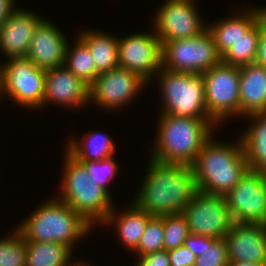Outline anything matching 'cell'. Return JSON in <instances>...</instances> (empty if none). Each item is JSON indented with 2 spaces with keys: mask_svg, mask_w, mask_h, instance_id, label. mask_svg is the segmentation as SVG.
Segmentation results:
<instances>
[{
  "mask_svg": "<svg viewBox=\"0 0 266 266\" xmlns=\"http://www.w3.org/2000/svg\"><path fill=\"white\" fill-rule=\"evenodd\" d=\"M140 192L133 201L151 216L181 213L198 191L190 165L151 159Z\"/></svg>",
  "mask_w": 266,
  "mask_h": 266,
  "instance_id": "6da1fadb",
  "label": "cell"
},
{
  "mask_svg": "<svg viewBox=\"0 0 266 266\" xmlns=\"http://www.w3.org/2000/svg\"><path fill=\"white\" fill-rule=\"evenodd\" d=\"M205 142L191 165L199 191L225 196L249 170L243 145Z\"/></svg>",
  "mask_w": 266,
  "mask_h": 266,
  "instance_id": "7a4b0ae2",
  "label": "cell"
},
{
  "mask_svg": "<svg viewBox=\"0 0 266 266\" xmlns=\"http://www.w3.org/2000/svg\"><path fill=\"white\" fill-rule=\"evenodd\" d=\"M151 159L161 163L192 165L212 136L213 119H192L161 114Z\"/></svg>",
  "mask_w": 266,
  "mask_h": 266,
  "instance_id": "3957f363",
  "label": "cell"
},
{
  "mask_svg": "<svg viewBox=\"0 0 266 266\" xmlns=\"http://www.w3.org/2000/svg\"><path fill=\"white\" fill-rule=\"evenodd\" d=\"M81 215L56 199L43 203L17 228L25 241L62 243L71 250L91 230Z\"/></svg>",
  "mask_w": 266,
  "mask_h": 266,
  "instance_id": "277c9868",
  "label": "cell"
},
{
  "mask_svg": "<svg viewBox=\"0 0 266 266\" xmlns=\"http://www.w3.org/2000/svg\"><path fill=\"white\" fill-rule=\"evenodd\" d=\"M63 183L59 200L81 215L89 224H101L114 209L111 197L90 180L87 168L67 151L65 152ZM101 222V223H100Z\"/></svg>",
  "mask_w": 266,
  "mask_h": 266,
  "instance_id": "5b68a950",
  "label": "cell"
},
{
  "mask_svg": "<svg viewBox=\"0 0 266 266\" xmlns=\"http://www.w3.org/2000/svg\"><path fill=\"white\" fill-rule=\"evenodd\" d=\"M158 74L164 102L162 114L212 119L207 111L202 73L175 72L162 67Z\"/></svg>",
  "mask_w": 266,
  "mask_h": 266,
  "instance_id": "8992f818",
  "label": "cell"
},
{
  "mask_svg": "<svg viewBox=\"0 0 266 266\" xmlns=\"http://www.w3.org/2000/svg\"><path fill=\"white\" fill-rule=\"evenodd\" d=\"M161 44L162 67L170 71L204 73L221 62L207 29L193 38L161 41Z\"/></svg>",
  "mask_w": 266,
  "mask_h": 266,
  "instance_id": "52a82bcc",
  "label": "cell"
},
{
  "mask_svg": "<svg viewBox=\"0 0 266 266\" xmlns=\"http://www.w3.org/2000/svg\"><path fill=\"white\" fill-rule=\"evenodd\" d=\"M202 75L208 115L216 123L240 116V67L220 62Z\"/></svg>",
  "mask_w": 266,
  "mask_h": 266,
  "instance_id": "ba28073f",
  "label": "cell"
},
{
  "mask_svg": "<svg viewBox=\"0 0 266 266\" xmlns=\"http://www.w3.org/2000/svg\"><path fill=\"white\" fill-rule=\"evenodd\" d=\"M181 213L189 233L209 238H224L234 223L225 196L199 190Z\"/></svg>",
  "mask_w": 266,
  "mask_h": 266,
  "instance_id": "9c48e42d",
  "label": "cell"
},
{
  "mask_svg": "<svg viewBox=\"0 0 266 266\" xmlns=\"http://www.w3.org/2000/svg\"><path fill=\"white\" fill-rule=\"evenodd\" d=\"M234 223L266 224V173L248 170L225 195Z\"/></svg>",
  "mask_w": 266,
  "mask_h": 266,
  "instance_id": "30bf717a",
  "label": "cell"
},
{
  "mask_svg": "<svg viewBox=\"0 0 266 266\" xmlns=\"http://www.w3.org/2000/svg\"><path fill=\"white\" fill-rule=\"evenodd\" d=\"M8 60L3 64L5 94L26 108L42 107L46 70L35 66L28 58Z\"/></svg>",
  "mask_w": 266,
  "mask_h": 266,
  "instance_id": "8fae6325",
  "label": "cell"
},
{
  "mask_svg": "<svg viewBox=\"0 0 266 266\" xmlns=\"http://www.w3.org/2000/svg\"><path fill=\"white\" fill-rule=\"evenodd\" d=\"M118 53L119 67L137 73L147 82L162 68V44L155 32L118 39Z\"/></svg>",
  "mask_w": 266,
  "mask_h": 266,
  "instance_id": "7c38bea8",
  "label": "cell"
},
{
  "mask_svg": "<svg viewBox=\"0 0 266 266\" xmlns=\"http://www.w3.org/2000/svg\"><path fill=\"white\" fill-rule=\"evenodd\" d=\"M194 0H166L155 14V33L160 41L193 38L207 29Z\"/></svg>",
  "mask_w": 266,
  "mask_h": 266,
  "instance_id": "4fadbf2b",
  "label": "cell"
},
{
  "mask_svg": "<svg viewBox=\"0 0 266 266\" xmlns=\"http://www.w3.org/2000/svg\"><path fill=\"white\" fill-rule=\"evenodd\" d=\"M146 84L148 82L137 73L118 67L97 76L89 88V100L112 110L132 101Z\"/></svg>",
  "mask_w": 266,
  "mask_h": 266,
  "instance_id": "5bb4252c",
  "label": "cell"
},
{
  "mask_svg": "<svg viewBox=\"0 0 266 266\" xmlns=\"http://www.w3.org/2000/svg\"><path fill=\"white\" fill-rule=\"evenodd\" d=\"M224 238L229 262L249 261L266 266V224L233 223Z\"/></svg>",
  "mask_w": 266,
  "mask_h": 266,
  "instance_id": "9a60e30c",
  "label": "cell"
},
{
  "mask_svg": "<svg viewBox=\"0 0 266 266\" xmlns=\"http://www.w3.org/2000/svg\"><path fill=\"white\" fill-rule=\"evenodd\" d=\"M68 45L61 30L43 19L35 28L26 58L43 70L61 67Z\"/></svg>",
  "mask_w": 266,
  "mask_h": 266,
  "instance_id": "2e32d148",
  "label": "cell"
},
{
  "mask_svg": "<svg viewBox=\"0 0 266 266\" xmlns=\"http://www.w3.org/2000/svg\"><path fill=\"white\" fill-rule=\"evenodd\" d=\"M89 88L65 66L48 69L45 75L43 106L53 101V104L57 102L56 104L66 107H82L90 101Z\"/></svg>",
  "mask_w": 266,
  "mask_h": 266,
  "instance_id": "e0dca14e",
  "label": "cell"
},
{
  "mask_svg": "<svg viewBox=\"0 0 266 266\" xmlns=\"http://www.w3.org/2000/svg\"><path fill=\"white\" fill-rule=\"evenodd\" d=\"M44 18L17 9L0 27V50L9 59L26 58L35 28Z\"/></svg>",
  "mask_w": 266,
  "mask_h": 266,
  "instance_id": "ac0fdd59",
  "label": "cell"
},
{
  "mask_svg": "<svg viewBox=\"0 0 266 266\" xmlns=\"http://www.w3.org/2000/svg\"><path fill=\"white\" fill-rule=\"evenodd\" d=\"M266 112V68L256 62L240 67V116Z\"/></svg>",
  "mask_w": 266,
  "mask_h": 266,
  "instance_id": "d6986e66",
  "label": "cell"
},
{
  "mask_svg": "<svg viewBox=\"0 0 266 266\" xmlns=\"http://www.w3.org/2000/svg\"><path fill=\"white\" fill-rule=\"evenodd\" d=\"M259 9V10H258ZM242 12L239 16L228 17L211 26L207 25L217 51L222 56L234 43L242 37L263 15L262 8Z\"/></svg>",
  "mask_w": 266,
  "mask_h": 266,
  "instance_id": "ffe728a7",
  "label": "cell"
},
{
  "mask_svg": "<svg viewBox=\"0 0 266 266\" xmlns=\"http://www.w3.org/2000/svg\"><path fill=\"white\" fill-rule=\"evenodd\" d=\"M112 210L104 219L102 224L110 225L111 223L117 228L118 236L125 246L131 251H134L140 242L144 233L148 220L152 217L145 210L140 209L134 202L121 214H117Z\"/></svg>",
  "mask_w": 266,
  "mask_h": 266,
  "instance_id": "44dd1931",
  "label": "cell"
},
{
  "mask_svg": "<svg viewBox=\"0 0 266 266\" xmlns=\"http://www.w3.org/2000/svg\"><path fill=\"white\" fill-rule=\"evenodd\" d=\"M249 117L256 121L240 137L247 165L250 171L266 173V112L251 114Z\"/></svg>",
  "mask_w": 266,
  "mask_h": 266,
  "instance_id": "7402d4cb",
  "label": "cell"
},
{
  "mask_svg": "<svg viewBox=\"0 0 266 266\" xmlns=\"http://www.w3.org/2000/svg\"><path fill=\"white\" fill-rule=\"evenodd\" d=\"M79 38L89 48L97 72L104 73L119 67L118 39L97 31H84Z\"/></svg>",
  "mask_w": 266,
  "mask_h": 266,
  "instance_id": "603a6c76",
  "label": "cell"
},
{
  "mask_svg": "<svg viewBox=\"0 0 266 266\" xmlns=\"http://www.w3.org/2000/svg\"><path fill=\"white\" fill-rule=\"evenodd\" d=\"M82 141L70 138L67 145V152L79 162H94L111 157L115 152V144L112 138L106 134L90 132L85 134ZM88 136V137H87Z\"/></svg>",
  "mask_w": 266,
  "mask_h": 266,
  "instance_id": "cb8c5ba5",
  "label": "cell"
},
{
  "mask_svg": "<svg viewBox=\"0 0 266 266\" xmlns=\"http://www.w3.org/2000/svg\"><path fill=\"white\" fill-rule=\"evenodd\" d=\"M72 251L62 243L26 241L27 266H69Z\"/></svg>",
  "mask_w": 266,
  "mask_h": 266,
  "instance_id": "d4e9b609",
  "label": "cell"
},
{
  "mask_svg": "<svg viewBox=\"0 0 266 266\" xmlns=\"http://www.w3.org/2000/svg\"><path fill=\"white\" fill-rule=\"evenodd\" d=\"M259 34L260 19L221 56V62L237 67L254 63Z\"/></svg>",
  "mask_w": 266,
  "mask_h": 266,
  "instance_id": "484cf974",
  "label": "cell"
},
{
  "mask_svg": "<svg viewBox=\"0 0 266 266\" xmlns=\"http://www.w3.org/2000/svg\"><path fill=\"white\" fill-rule=\"evenodd\" d=\"M64 66L89 87L99 75L89 48L80 38L72 50L67 46Z\"/></svg>",
  "mask_w": 266,
  "mask_h": 266,
  "instance_id": "4316f807",
  "label": "cell"
},
{
  "mask_svg": "<svg viewBox=\"0 0 266 266\" xmlns=\"http://www.w3.org/2000/svg\"><path fill=\"white\" fill-rule=\"evenodd\" d=\"M0 266H27L26 241L18 229L0 239Z\"/></svg>",
  "mask_w": 266,
  "mask_h": 266,
  "instance_id": "83f0119b",
  "label": "cell"
},
{
  "mask_svg": "<svg viewBox=\"0 0 266 266\" xmlns=\"http://www.w3.org/2000/svg\"><path fill=\"white\" fill-rule=\"evenodd\" d=\"M164 250L163 216H152L146 224L138 247L134 250L137 256Z\"/></svg>",
  "mask_w": 266,
  "mask_h": 266,
  "instance_id": "f1b7e54d",
  "label": "cell"
},
{
  "mask_svg": "<svg viewBox=\"0 0 266 266\" xmlns=\"http://www.w3.org/2000/svg\"><path fill=\"white\" fill-rule=\"evenodd\" d=\"M164 224V250L178 248L184 245L189 228L182 213L163 216Z\"/></svg>",
  "mask_w": 266,
  "mask_h": 266,
  "instance_id": "f546056e",
  "label": "cell"
},
{
  "mask_svg": "<svg viewBox=\"0 0 266 266\" xmlns=\"http://www.w3.org/2000/svg\"><path fill=\"white\" fill-rule=\"evenodd\" d=\"M85 165L90 175V180H93L97 185L103 188L108 194L109 181L113 180L118 164L114 161L113 156L94 162H81Z\"/></svg>",
  "mask_w": 266,
  "mask_h": 266,
  "instance_id": "4dcf8cb0",
  "label": "cell"
},
{
  "mask_svg": "<svg viewBox=\"0 0 266 266\" xmlns=\"http://www.w3.org/2000/svg\"><path fill=\"white\" fill-rule=\"evenodd\" d=\"M228 252L225 238L216 239L212 245H206L201 257H197L194 266H228Z\"/></svg>",
  "mask_w": 266,
  "mask_h": 266,
  "instance_id": "1f68e13d",
  "label": "cell"
},
{
  "mask_svg": "<svg viewBox=\"0 0 266 266\" xmlns=\"http://www.w3.org/2000/svg\"><path fill=\"white\" fill-rule=\"evenodd\" d=\"M170 266H194L196 256L184 245L168 250Z\"/></svg>",
  "mask_w": 266,
  "mask_h": 266,
  "instance_id": "d6a6232c",
  "label": "cell"
},
{
  "mask_svg": "<svg viewBox=\"0 0 266 266\" xmlns=\"http://www.w3.org/2000/svg\"><path fill=\"white\" fill-rule=\"evenodd\" d=\"M215 240V238L190 233L184 241V246L187 247L196 257H201L206 249V245H212Z\"/></svg>",
  "mask_w": 266,
  "mask_h": 266,
  "instance_id": "836d02e7",
  "label": "cell"
},
{
  "mask_svg": "<svg viewBox=\"0 0 266 266\" xmlns=\"http://www.w3.org/2000/svg\"><path fill=\"white\" fill-rule=\"evenodd\" d=\"M135 266H170L168 251L162 250L139 256Z\"/></svg>",
  "mask_w": 266,
  "mask_h": 266,
  "instance_id": "e575fe53",
  "label": "cell"
},
{
  "mask_svg": "<svg viewBox=\"0 0 266 266\" xmlns=\"http://www.w3.org/2000/svg\"><path fill=\"white\" fill-rule=\"evenodd\" d=\"M255 62L266 68V19L263 15L260 17V34Z\"/></svg>",
  "mask_w": 266,
  "mask_h": 266,
  "instance_id": "d590c367",
  "label": "cell"
},
{
  "mask_svg": "<svg viewBox=\"0 0 266 266\" xmlns=\"http://www.w3.org/2000/svg\"><path fill=\"white\" fill-rule=\"evenodd\" d=\"M14 0H0V27L6 22L9 16L16 10Z\"/></svg>",
  "mask_w": 266,
  "mask_h": 266,
  "instance_id": "8d00e7d4",
  "label": "cell"
},
{
  "mask_svg": "<svg viewBox=\"0 0 266 266\" xmlns=\"http://www.w3.org/2000/svg\"><path fill=\"white\" fill-rule=\"evenodd\" d=\"M5 78H4V66L0 64V96L5 93ZM3 93V94H2Z\"/></svg>",
  "mask_w": 266,
  "mask_h": 266,
  "instance_id": "74e56055",
  "label": "cell"
},
{
  "mask_svg": "<svg viewBox=\"0 0 266 266\" xmlns=\"http://www.w3.org/2000/svg\"><path fill=\"white\" fill-rule=\"evenodd\" d=\"M228 266H262L257 263H252L249 261H236V262H229Z\"/></svg>",
  "mask_w": 266,
  "mask_h": 266,
  "instance_id": "f35d334b",
  "label": "cell"
},
{
  "mask_svg": "<svg viewBox=\"0 0 266 266\" xmlns=\"http://www.w3.org/2000/svg\"><path fill=\"white\" fill-rule=\"evenodd\" d=\"M69 266H90V265H87L86 263H82L81 261V262L73 263L72 265H69Z\"/></svg>",
  "mask_w": 266,
  "mask_h": 266,
  "instance_id": "ab89813d",
  "label": "cell"
},
{
  "mask_svg": "<svg viewBox=\"0 0 266 266\" xmlns=\"http://www.w3.org/2000/svg\"><path fill=\"white\" fill-rule=\"evenodd\" d=\"M262 12H263L264 18L266 19V7L262 9Z\"/></svg>",
  "mask_w": 266,
  "mask_h": 266,
  "instance_id": "60d3db41",
  "label": "cell"
}]
</instances>
